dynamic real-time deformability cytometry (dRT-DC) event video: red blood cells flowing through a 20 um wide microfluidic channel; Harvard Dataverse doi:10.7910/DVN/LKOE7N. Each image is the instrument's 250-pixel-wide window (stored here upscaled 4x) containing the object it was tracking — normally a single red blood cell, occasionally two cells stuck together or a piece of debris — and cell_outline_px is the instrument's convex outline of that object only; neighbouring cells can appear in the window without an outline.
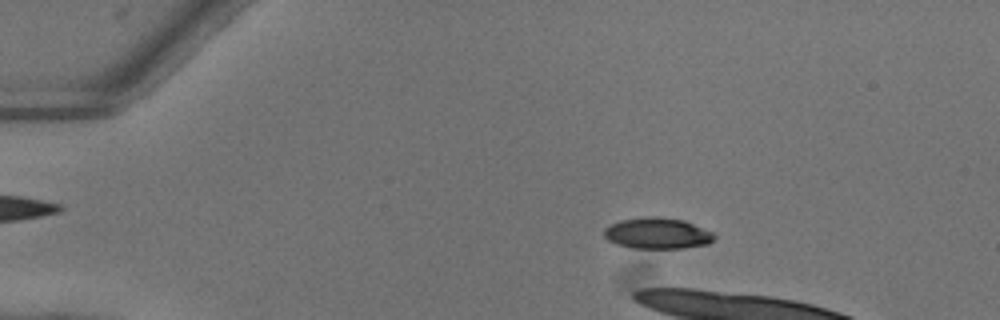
{"species": "common noctule bat (a hibernating species)", "species_latin": "Nyctalus noctula", "temperature_condition": "warm", "stored_images_in_passage": 17, "camera_frame_rate_fps": 3000, "um_per_image_px": 0.085, "animal": {"sex": "female"}, "frame": {"image": 1, "passage_image": 10, "time_ms": 3.0, "image_size_px": [1000, 320], "cell_outline_px": [[716, 236], [708, 244], [684, 248], [632, 248], [616, 244], [608, 240], [604, 236], [604, 228], [608, 224], [620, 220], [644, 216], [656, 216], [684, 220], [712, 232]], "centroid_in_image_um": [55.84, 19.82], "position_along_channel_um": 29.2, "area_um2": 20.11}}